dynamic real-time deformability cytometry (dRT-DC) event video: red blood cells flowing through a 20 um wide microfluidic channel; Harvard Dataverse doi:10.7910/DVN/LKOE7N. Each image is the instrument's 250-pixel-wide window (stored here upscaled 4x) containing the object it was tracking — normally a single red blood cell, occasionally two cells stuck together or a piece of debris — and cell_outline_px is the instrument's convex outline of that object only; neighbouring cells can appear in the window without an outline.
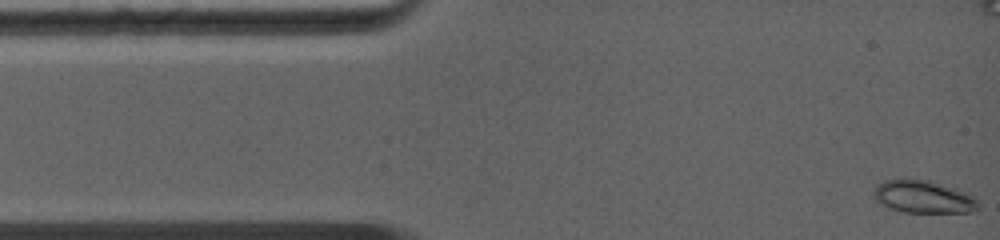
{"species": "common noctule bat (a hibernating species)", "species_latin": "Nyctalus noctula", "temperature_condition": "warm", "stored_images_in_passage": 28, "camera_frame_rate_fps": 5000, "um_per_image_px": 0.085, "animal": {"sex": "female", "body_mass_g": 19.0, "forearm_length_mm": 56.7}, "frame": {"image": 1, "passage_image": 1, "time_ms": 0.0, "image_size_px": [1000, 240], "cell_outline_px": [[980, 208], [972, 212], [904, 212], [888, 208], [876, 200], [872, 196], [872, 192], [884, 180], [904, 176], [928, 180], [964, 192], [972, 196], [980, 204]], "centroid_in_image_um": [78.43, 16.71], "position_along_channel_um": 6.6, "area_um2": 20.11}}
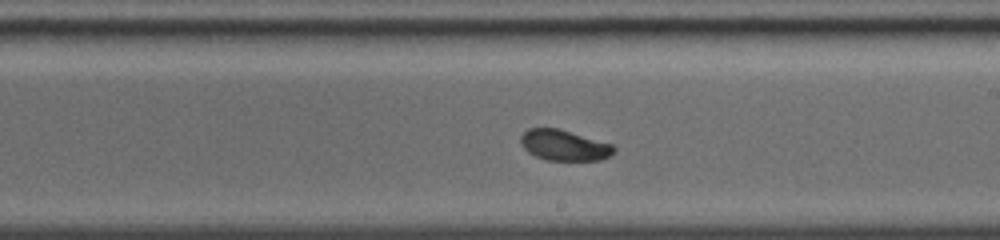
{"frame": {"image": 2, "passage_image": 17, "time_ms": 7.0, "image_size_px": [1000, 240], "cell_outline_px": [[616, 152], [600, 160], [548, 160], [536, 156], [528, 152], [524, 148], [520, 140], [520, 136], [528, 128], [560, 128], [612, 144], [616, 148]], "centroid_in_image_um": [47.96, 12.34], "position_along_channel_um": 241.0, "area_um2": 16.7}}
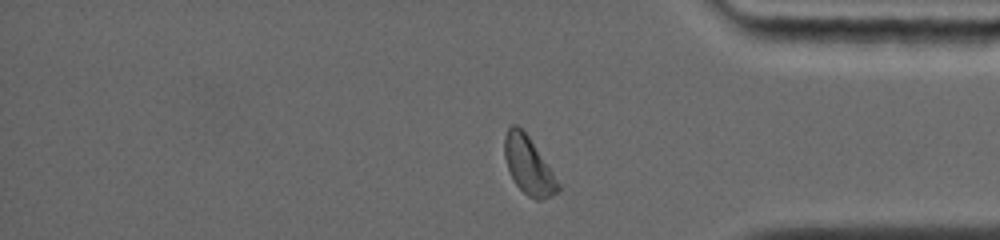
{"frame": {"image": 3, "passage_image": 25, "time_ms": 10.6, "image_size_px": [1000, 240], "cell_outline_px": [[560, 192], [540, 200], [536, 200], [528, 196], [516, 184], [508, 168], [504, 156], [504, 136], [508, 128], [512, 124], [516, 124], [528, 136], [560, 184]], "centroid_in_image_um": [44.91, 14.07], "position_along_channel_um": 390.3, "area_um2": 17.57}, "authors_computed_cell_mechanics": {"area_um2": 17.34, "velocity_mm_per_s": 4.4585, "shape_relaxation_time_tau1_ms": 2.7906, "shape_relaxation_time_tau2_ms": null, "deformation_change_tau1": 0.1174, "deformation_change_tau2": null}}